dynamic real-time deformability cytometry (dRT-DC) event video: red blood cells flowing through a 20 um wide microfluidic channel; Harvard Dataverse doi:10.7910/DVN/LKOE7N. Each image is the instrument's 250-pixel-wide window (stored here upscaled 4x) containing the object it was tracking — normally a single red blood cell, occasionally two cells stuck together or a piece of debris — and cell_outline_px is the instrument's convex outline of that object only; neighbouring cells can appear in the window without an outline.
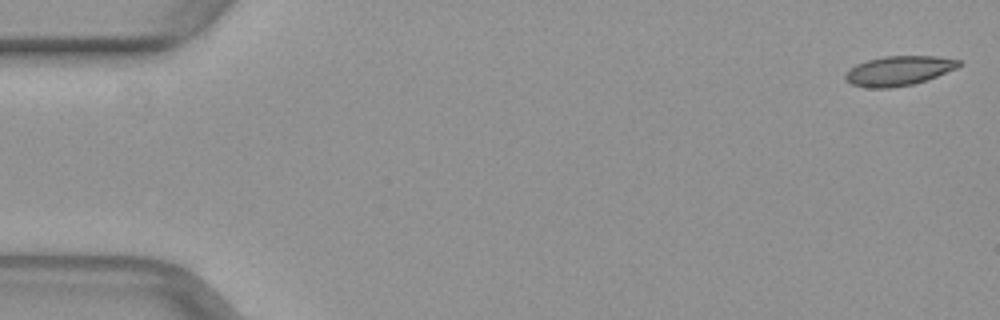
{"species": "common noctule bat (a hibernating species)", "species_latin": "Nyctalus noctula", "temperature_condition": "warm", "stored_images_in_passage": 50, "camera_frame_rate_fps": 3000, "um_per_image_px": 0.085, "animal": {"sex": "female", "body_mass_g": 29.2, "forearm_length_mm": 56.3}, "frame": {"image": 1, "passage_image": 1, "time_ms": 0.0, "image_size_px": [1000, 320], "cell_outline_px": [[964, 64], [956, 68], [936, 76], [912, 84], [888, 88], [868, 88], [852, 84], [844, 80], [844, 76], [856, 64], [868, 60], [884, 56], [936, 56], [960, 60]], "centroid_in_image_um": [76.39, 6.01], "position_along_channel_um": 8.6, "area_um2": 19.36}}
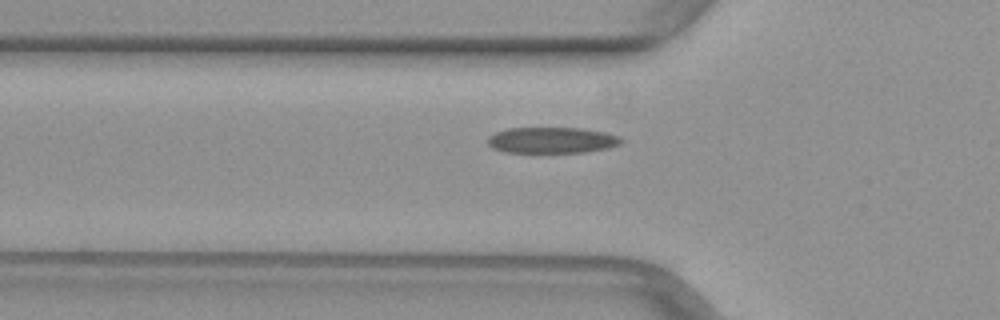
{"frame": {"image": 2, "passage_image": 17, "time_ms": 5.333, "image_size_px": [1000, 320], "cell_outline_px": [[624, 140], [620, 144], [608, 148], [584, 152], [504, 152], [492, 148], [488, 144], [488, 136], [496, 132], [508, 128], [584, 128], [604, 132], [620, 136]], "centroid_in_image_um": [46.92, 11.91], "position_along_channel_um": 78.9, "area_um2": 20.29}}
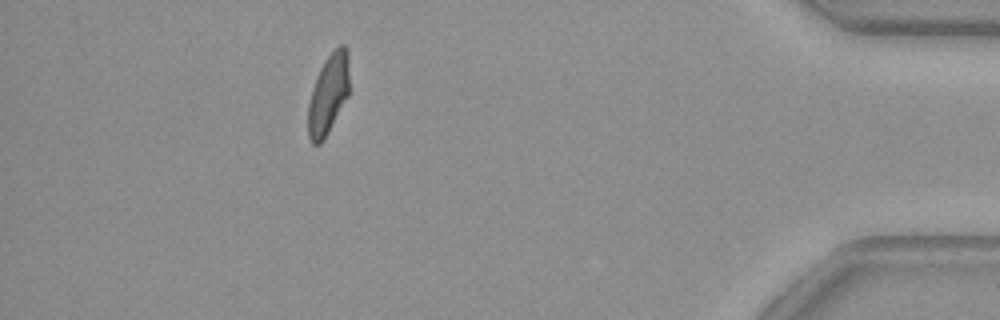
{"frame": {"image": 3, "passage_image": 45, "time_ms": 14.667, "image_size_px": [1000, 320], "cell_outline_px": [[348, 96], [324, 140], [320, 144], [312, 144], [308, 136], [308, 104], [312, 88], [320, 68], [324, 60], [340, 44], [344, 44], [348, 52]], "centroid_in_image_um": [27.89, 8.03], "position_along_channel_um": 407.3, "area_um2": 19.13}}